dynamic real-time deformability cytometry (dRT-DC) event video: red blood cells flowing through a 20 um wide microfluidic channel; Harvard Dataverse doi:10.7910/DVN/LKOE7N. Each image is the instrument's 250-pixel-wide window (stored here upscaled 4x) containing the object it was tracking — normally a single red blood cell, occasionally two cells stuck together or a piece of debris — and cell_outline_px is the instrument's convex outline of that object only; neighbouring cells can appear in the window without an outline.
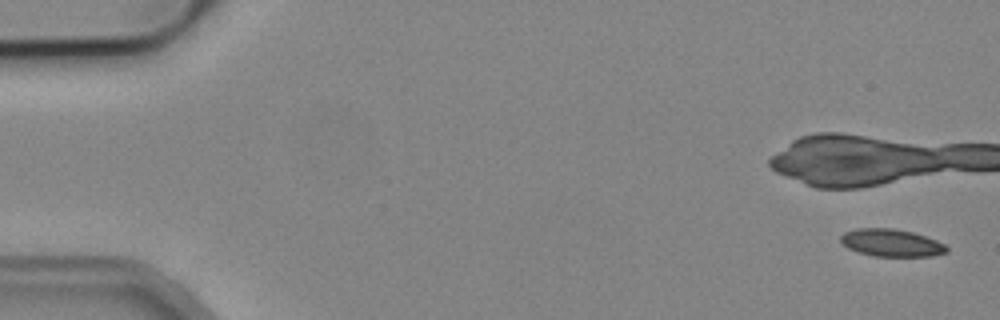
{"species": "common noctule bat (a hibernating species)", "species_latin": "Nyctalus noctula", "temperature_condition": "cold", "stored_images_in_passage": 6, "camera_frame_rate_fps": 3000, "um_per_image_px": 0.085, "animal": {"sex": "male", "body_mass_g": 19.2, "forearm_length_mm": 51.8}, "frame": {"image": 1, "passage_image": 1, "time_ms": 0.0, "image_size_px": [1000, 320], "cell_outline_px": [[948, 252], [932, 256], [872, 256], [848, 248], [840, 240], [840, 236], [844, 232], [856, 228], [892, 228], [912, 232], [936, 240], [944, 244], [948, 248]], "centroid_in_image_um": [75.76, 20.64], "position_along_channel_um": 9.2, "area_um2": 16.88}}